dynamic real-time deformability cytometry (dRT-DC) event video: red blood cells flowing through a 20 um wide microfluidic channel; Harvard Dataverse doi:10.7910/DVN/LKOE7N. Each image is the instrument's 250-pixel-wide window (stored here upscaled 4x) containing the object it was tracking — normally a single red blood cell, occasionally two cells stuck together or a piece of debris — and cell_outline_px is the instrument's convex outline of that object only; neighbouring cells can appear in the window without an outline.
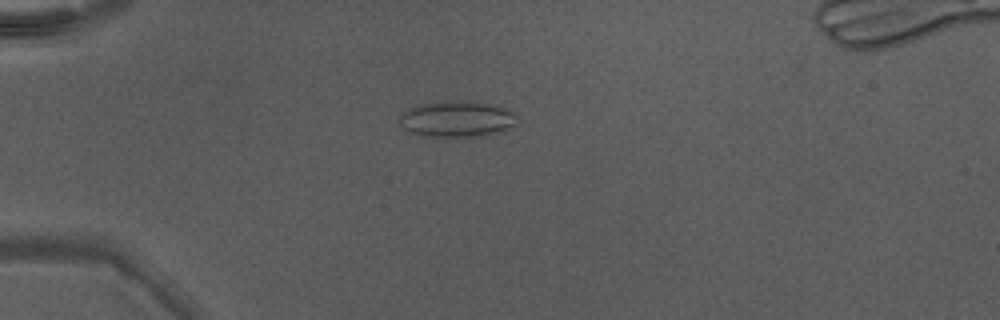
{"species": "Egyptian fruit bat (a non-hibernating species)", "species_latin": "Rousettus aegyptiacus", "temperature_condition": "warm", "stored_images_in_passage": 35, "camera_frame_rate_fps": 3000, "um_per_image_px": 0.085, "animal": {"sex": "male"}, "frame": {"image": 1, "passage_image": 1, "time_ms": 0.0, "image_size_px": [1000, 320], "cell_outline_px": [[516, 116], [512, 124], [504, 132], [488, 136], [420, 136], [404, 128], [400, 124], [400, 116], [404, 112], [416, 104], [448, 100], [464, 100], [496, 104], [512, 112]], "centroid_in_image_um": [38.83, 10.1], "position_along_channel_um": 46.2, "area_um2": 24.91}}
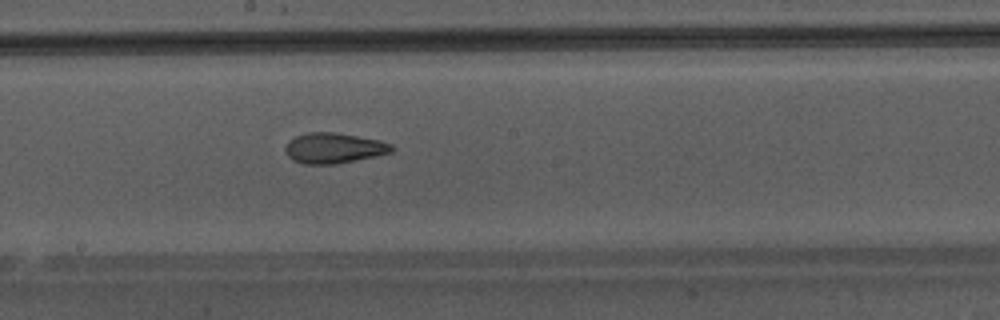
{"frame": {"image": 2, "passage_image": 15, "time_ms": 4.667, "image_size_px": [1000, 320], "cell_outline_px": [[396, 148], [392, 152], [376, 156], [336, 164], [304, 164], [292, 160], [288, 156], [284, 148], [288, 140], [296, 136], [308, 132], [336, 132], [380, 140], [392, 144]], "centroid_in_image_um": [28.38, 12.58], "position_along_channel_um": 219.8, "area_um2": 19.07}}
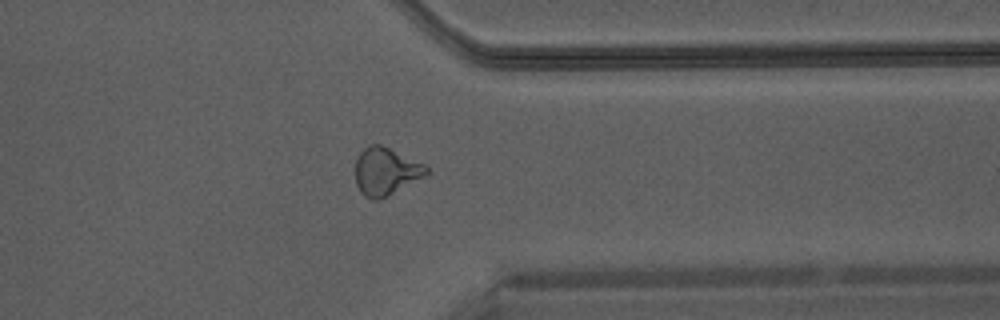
{"frame": {"image": 3, "passage_image": 26, "time_ms": 8.333, "image_size_px": [1000, 320], "cell_outline_px": [[432, 172], [380, 200], [372, 200], [364, 196], [360, 192], [356, 184], [356, 160], [360, 152], [368, 144], [380, 144], [424, 164]], "centroid_in_image_um": [32.78, 14.58], "position_along_channel_um": 378.6, "area_um2": 19.71}}